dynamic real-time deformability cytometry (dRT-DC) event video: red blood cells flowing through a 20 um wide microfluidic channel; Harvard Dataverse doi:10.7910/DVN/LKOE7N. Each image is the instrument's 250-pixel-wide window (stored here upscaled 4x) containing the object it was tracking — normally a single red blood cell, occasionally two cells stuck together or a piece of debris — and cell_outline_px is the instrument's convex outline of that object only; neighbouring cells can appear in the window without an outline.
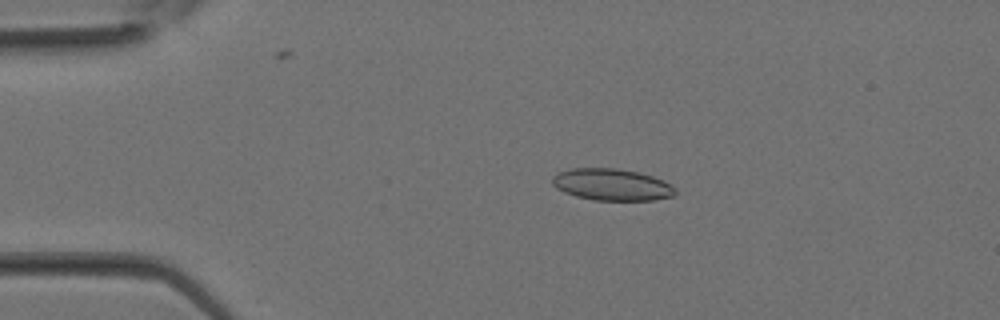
{"species": "Egyptian fruit bat (a non-hibernating species)", "species_latin": "Rousettus aegyptiacus", "temperature_condition": "room temperature", "stored_images_in_passage": 15, "camera_frame_rate_fps": 3000, "um_per_image_px": 0.085, "animal": {"sex": "female"}, "frame": {"image": 1, "passage_image": 7, "time_ms": 2.0, "image_size_px": [1000, 320], "cell_outline_px": [[676, 192], [672, 196], [652, 200], [592, 200], [576, 196], [564, 192], [556, 188], [552, 184], [552, 176], [556, 172], [572, 168], [616, 168], [640, 172], [664, 180], [676, 188]], "centroid_in_image_um": [51.98, 15.68], "position_along_channel_um": 33.0, "area_um2": 22.95}}
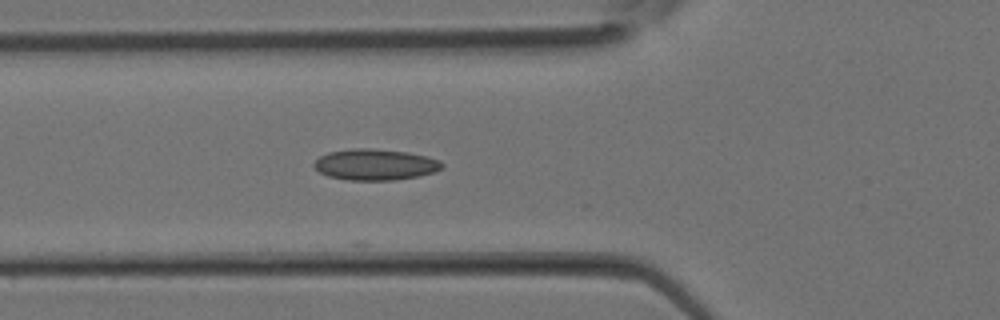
{"frame": {"image": 2, "passage_image": 12, "time_ms": 3.667, "image_size_px": [1000, 320], "cell_outline_px": [[444, 168], [436, 172], [420, 176], [392, 180], [348, 180], [328, 176], [320, 172], [312, 164], [320, 156], [328, 152], [352, 148], [372, 148], [408, 152], [440, 160], [444, 164]], "centroid_in_image_um": [31.92, 13.99], "position_along_channel_um": 93.9, "area_um2": 23.35}}
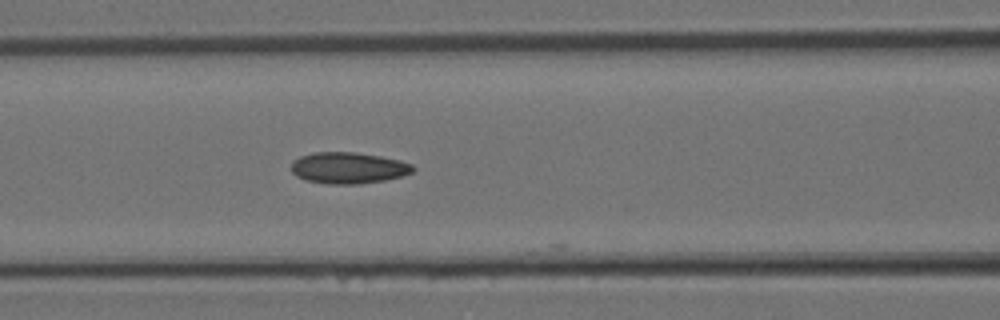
{"frame": {"image": 3, "passage_image": 14, "time_ms": 4.333, "image_size_px": [1000, 320], "cell_outline_px": [[416, 168], [412, 172], [400, 176], [384, 180], [360, 184], [328, 184], [308, 180], [296, 176], [292, 172], [292, 160], [300, 156], [312, 152], [356, 152], [380, 156], [400, 160], [412, 164]], "centroid_in_image_um": [29.6, 14.26], "position_along_channel_um": 137.0, "area_um2": 22.25}}